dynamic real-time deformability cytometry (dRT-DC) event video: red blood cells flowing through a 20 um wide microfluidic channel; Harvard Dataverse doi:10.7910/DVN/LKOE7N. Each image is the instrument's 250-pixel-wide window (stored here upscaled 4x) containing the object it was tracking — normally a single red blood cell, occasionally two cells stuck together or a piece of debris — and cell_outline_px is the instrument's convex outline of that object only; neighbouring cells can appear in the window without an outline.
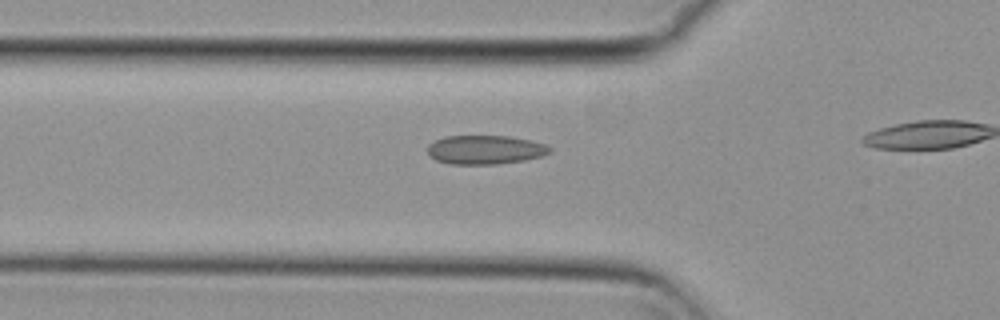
{"species": "common noctule bat (a hibernating species)", "species_latin": "Nyctalus noctula", "temperature_condition": "cold", "stored_images_in_passage": 19, "camera_frame_rate_fps": 3000, "um_per_image_px": 0.085, "animal": {"sex": "female", "body_mass_g": 29.2, "forearm_length_mm": 56.3}, "frame": {"image": 1, "passage_image": 14, "time_ms": 4.333, "image_size_px": [1000, 320], "cell_outline_px": [[552, 152], [544, 156], [524, 160], [496, 164], [448, 164], [436, 160], [428, 156], [428, 144], [444, 136], [508, 136], [528, 140], [544, 144], [552, 148]], "centroid_in_image_um": [41.23, 12.73], "position_along_channel_um": 84.6, "area_um2": 20.69}}